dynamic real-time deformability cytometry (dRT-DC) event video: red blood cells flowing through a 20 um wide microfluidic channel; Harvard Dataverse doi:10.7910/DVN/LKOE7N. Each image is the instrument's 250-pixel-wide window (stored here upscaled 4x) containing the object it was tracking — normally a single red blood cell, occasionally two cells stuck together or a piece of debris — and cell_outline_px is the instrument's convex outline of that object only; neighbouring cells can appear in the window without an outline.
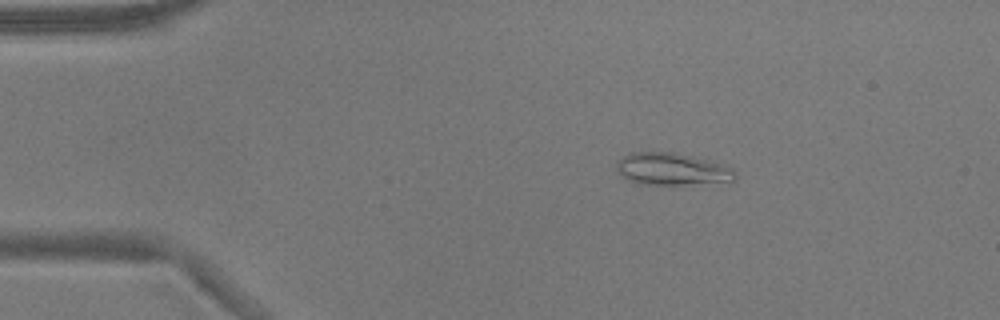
{"species": "common noctule bat (a hibernating species)", "species_latin": "Nyctalus noctula", "temperature_condition": "warm", "stored_images_in_passage": 52, "camera_frame_rate_fps": 3000, "um_per_image_px": 0.085, "animal": {"sex": "male", "body_mass_g": 17.9}, "frame": {"image": 1, "passage_image": 9, "time_ms": 2.667, "image_size_px": [1000, 320], "cell_outline_px": [[736, 180], [684, 184], [636, 184], [628, 180], [616, 168], [616, 160], [632, 152], [672, 152], [692, 156], [728, 164], [736, 172]], "centroid_in_image_um": [57.13, 14.36], "position_along_channel_um": 27.9, "area_um2": 22.25}}
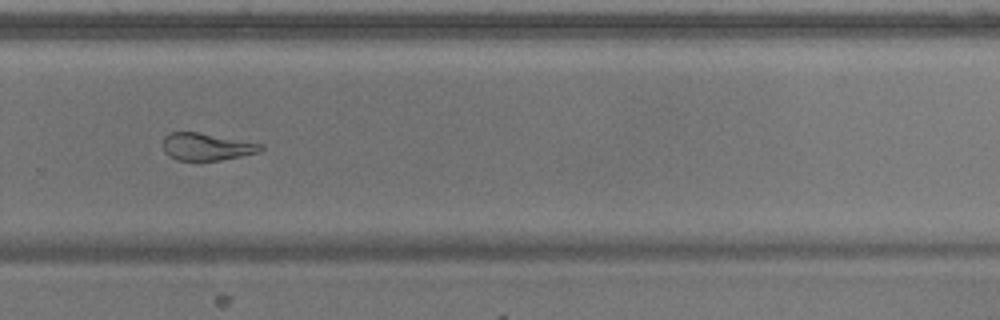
{"frame": {"image": 2, "passage_image": 36, "time_ms": 11.667, "image_size_px": [1000, 320], "cell_outline_px": [[264, 148], [260, 152], [220, 160], [176, 160], [168, 156], [164, 152], [164, 136], [168, 132], [196, 132], [264, 144]], "centroid_in_image_um": [17.55, 12.47], "position_along_channel_um": 312.2, "area_um2": 15.49}}
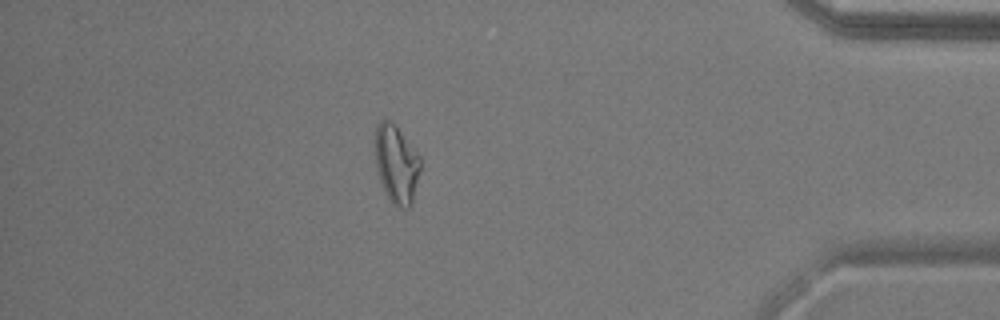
{"frame": {"image": 3, "passage_image": 46, "time_ms": 15.0, "image_size_px": [1000, 320], "cell_outline_px": [[420, 168], [412, 204], [408, 208], [400, 208], [392, 204], [384, 192], [380, 184], [376, 164], [376, 128], [380, 120], [392, 120], [396, 124], [420, 156]], "centroid_in_image_um": [33.7, 13.96], "position_along_channel_um": 401.5, "area_um2": 20.75}, "authors_computed_cell_mechanics": {"area_um2": 19.7676, "velocity_mm_per_s": 3.8308, "shape_relaxation_time_tau1_ms": null, "shape_relaxation_time_tau2_ms": 2.5775, "deformation_change_tau1": null, "deformation_change_tau2": 0.0954}}